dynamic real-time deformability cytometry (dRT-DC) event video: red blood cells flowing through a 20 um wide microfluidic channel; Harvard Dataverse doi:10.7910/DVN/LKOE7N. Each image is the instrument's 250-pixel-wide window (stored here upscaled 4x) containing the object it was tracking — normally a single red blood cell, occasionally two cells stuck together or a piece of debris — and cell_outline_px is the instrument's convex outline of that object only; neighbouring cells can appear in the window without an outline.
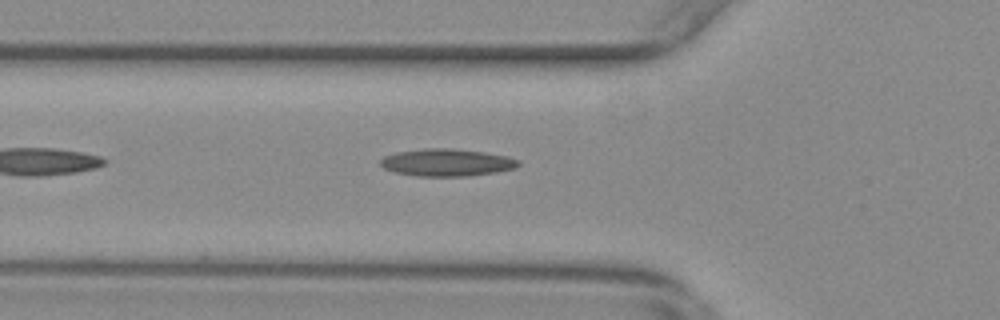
{"species": "common noctule bat (a hibernating species)", "species_latin": "Nyctalus noctula", "temperature_condition": "warm", "stored_images_in_passage": 32, "camera_frame_rate_fps": 3000, "um_per_image_px": 0.085, "animal": {"sex": "female", "body_mass_g": 29.2, "forearm_length_mm": 56.3}, "frame": {"image": 1, "passage_image": 5, "time_ms": 1.333, "image_size_px": [1000, 320], "cell_outline_px": [[520, 164], [516, 168], [496, 172], [468, 176], [416, 176], [396, 172], [384, 168], [380, 164], [380, 160], [384, 156], [396, 152], [424, 148], [452, 148], [484, 152], [508, 156], [520, 160]], "centroid_in_image_um": [38.0, 13.81], "position_along_channel_um": 87.8, "area_um2": 22.08}}
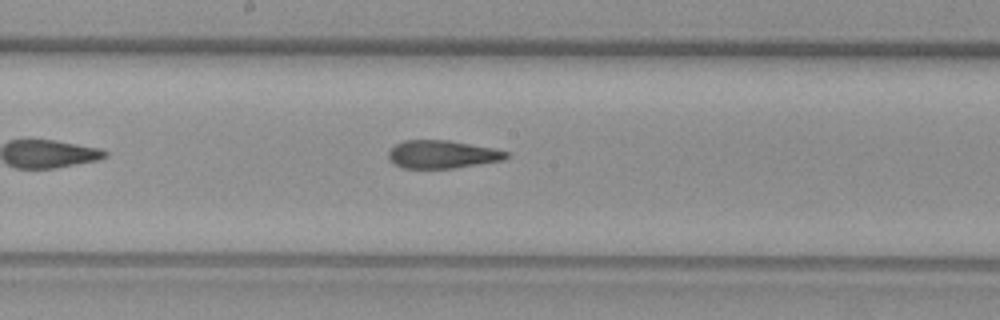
{"frame": {"image": 2, "passage_image": 15, "time_ms": 4.667, "image_size_px": [1000, 320], "cell_outline_px": [[508, 156], [504, 160], [480, 164], [452, 168], [400, 168], [392, 164], [388, 160], [388, 152], [396, 144], [404, 140], [448, 140], [496, 148], [508, 152]], "centroid_in_image_um": [37.57, 13.12], "position_along_channel_um": 210.6, "area_um2": 19.42}}
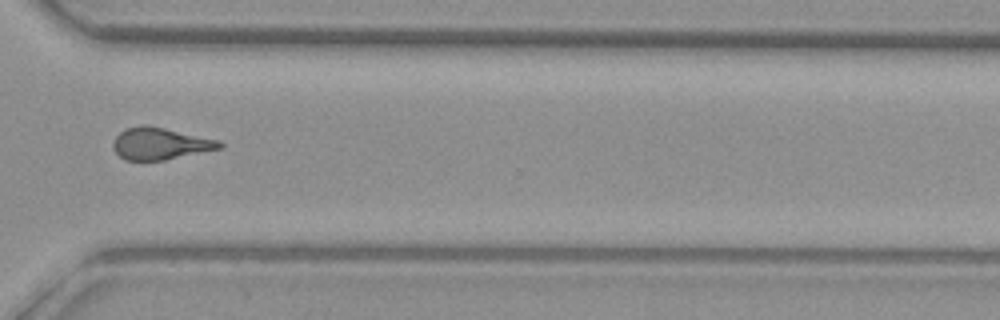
{"frame": {"image": 3, "passage_image": 27, "time_ms": 8.667, "image_size_px": [1000, 320], "cell_outline_px": [[224, 148], [164, 160], [124, 160], [112, 148], [112, 144], [116, 136], [120, 132], [128, 128], [140, 124], [148, 124], [220, 140], [224, 144]], "centroid_in_image_um": [13.64, 12.2], "position_along_channel_um": 357.0, "area_um2": 20.06}, "authors_computed_cell_mechanics": {"area_um2": 20.0855, "velocity_mm_per_s": 3.667, "shape_relaxation_time_tau1_ms": null, "shape_relaxation_time_tau2_ms": 2.5305, "deformation_change_tau1": null, "deformation_change_tau2": 0.1289}}